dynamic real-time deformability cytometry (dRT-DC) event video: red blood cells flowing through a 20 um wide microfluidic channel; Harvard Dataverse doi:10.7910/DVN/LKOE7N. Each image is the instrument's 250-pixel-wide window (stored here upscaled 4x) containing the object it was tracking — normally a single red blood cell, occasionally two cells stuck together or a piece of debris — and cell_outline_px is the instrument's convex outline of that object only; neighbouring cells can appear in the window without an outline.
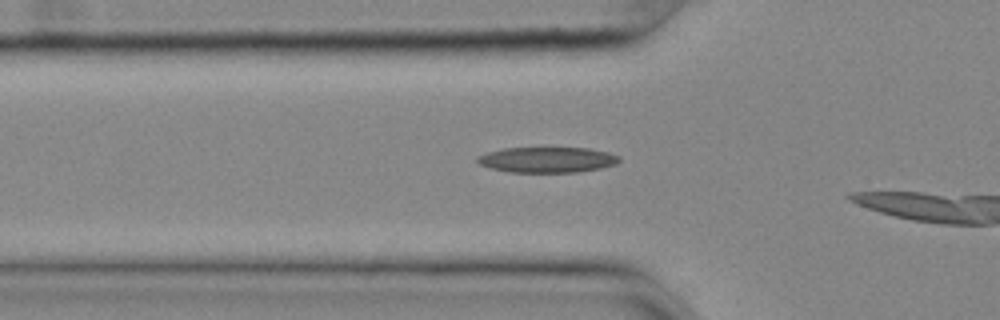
{"species": "common noctule bat (a hibernating species)", "species_latin": "Nyctalus noctula", "temperature_condition": "cold", "stored_images_in_passage": 10, "camera_frame_rate_fps": 3000, "um_per_image_px": 0.085, "animal": {"sex": "female", "body_mass_g": 25.1}, "frame": {"image": 1, "passage_image": 5, "time_ms": 1.333, "image_size_px": [1000, 320], "cell_outline_px": [[620, 160], [616, 164], [600, 168], [580, 172], [508, 172], [492, 168], [480, 164], [476, 160], [476, 156], [488, 152], [504, 148], [588, 148], [608, 152], [620, 156]], "centroid_in_image_um": [46.52, 13.58], "position_along_channel_um": 79.3, "area_um2": 21.1}}
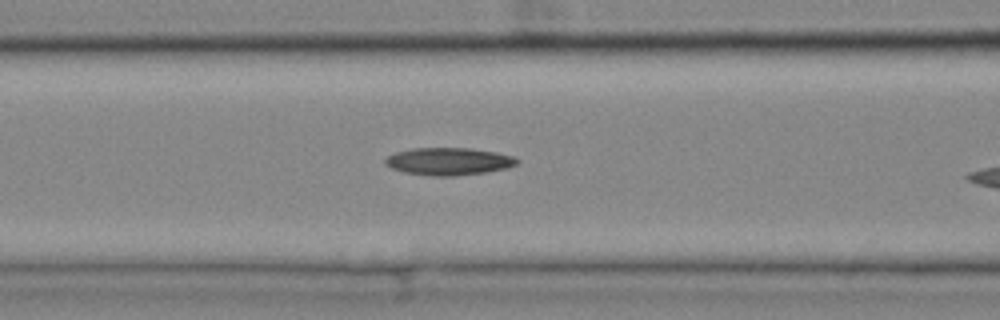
{"frame": {"image": 2, "passage_image": 9, "time_ms": 2.667, "image_size_px": [1000, 320], "cell_outline_px": [[520, 160], [516, 164], [508, 168], [488, 172], [456, 176], [432, 176], [404, 172], [392, 168], [384, 164], [384, 160], [388, 156], [396, 152], [412, 148], [468, 148], [496, 152], [512, 156]], "centroid_in_image_um": [38.14, 13.72], "position_along_channel_um": 128.5, "area_um2": 21.15}}